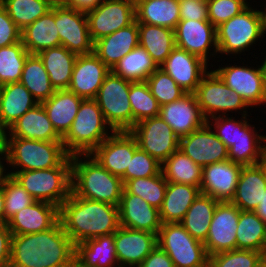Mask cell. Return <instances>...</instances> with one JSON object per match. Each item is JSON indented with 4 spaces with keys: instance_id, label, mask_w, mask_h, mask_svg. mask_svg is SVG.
Here are the masks:
<instances>
[{
    "instance_id": "1",
    "label": "cell",
    "mask_w": 266,
    "mask_h": 267,
    "mask_svg": "<svg viewBox=\"0 0 266 267\" xmlns=\"http://www.w3.org/2000/svg\"><path fill=\"white\" fill-rule=\"evenodd\" d=\"M76 246L58 221L43 232L12 235L9 267H76Z\"/></svg>"
},
{
    "instance_id": "2",
    "label": "cell",
    "mask_w": 266,
    "mask_h": 267,
    "mask_svg": "<svg viewBox=\"0 0 266 267\" xmlns=\"http://www.w3.org/2000/svg\"><path fill=\"white\" fill-rule=\"evenodd\" d=\"M59 221L75 246L114 234L120 227L118 206L78 197L72 191L59 207Z\"/></svg>"
},
{
    "instance_id": "3",
    "label": "cell",
    "mask_w": 266,
    "mask_h": 267,
    "mask_svg": "<svg viewBox=\"0 0 266 267\" xmlns=\"http://www.w3.org/2000/svg\"><path fill=\"white\" fill-rule=\"evenodd\" d=\"M123 189L122 179L103 168L90 154L71 156V191L76 196L118 206Z\"/></svg>"
},
{
    "instance_id": "4",
    "label": "cell",
    "mask_w": 266,
    "mask_h": 267,
    "mask_svg": "<svg viewBox=\"0 0 266 267\" xmlns=\"http://www.w3.org/2000/svg\"><path fill=\"white\" fill-rule=\"evenodd\" d=\"M113 132L105 121L96 100L83 99L71 128L62 138V142L70 156L91 154Z\"/></svg>"
},
{
    "instance_id": "5",
    "label": "cell",
    "mask_w": 266,
    "mask_h": 267,
    "mask_svg": "<svg viewBox=\"0 0 266 267\" xmlns=\"http://www.w3.org/2000/svg\"><path fill=\"white\" fill-rule=\"evenodd\" d=\"M5 152V162L12 167V171L55 168L70 156L62 141H39L18 137H6Z\"/></svg>"
},
{
    "instance_id": "6",
    "label": "cell",
    "mask_w": 266,
    "mask_h": 267,
    "mask_svg": "<svg viewBox=\"0 0 266 267\" xmlns=\"http://www.w3.org/2000/svg\"><path fill=\"white\" fill-rule=\"evenodd\" d=\"M250 6L216 27L218 53L241 54L251 49L258 39L265 37L264 10L259 11Z\"/></svg>"
},
{
    "instance_id": "7",
    "label": "cell",
    "mask_w": 266,
    "mask_h": 267,
    "mask_svg": "<svg viewBox=\"0 0 266 267\" xmlns=\"http://www.w3.org/2000/svg\"><path fill=\"white\" fill-rule=\"evenodd\" d=\"M36 200L60 207L71 193V156L60 166L42 170L8 171Z\"/></svg>"
},
{
    "instance_id": "8",
    "label": "cell",
    "mask_w": 266,
    "mask_h": 267,
    "mask_svg": "<svg viewBox=\"0 0 266 267\" xmlns=\"http://www.w3.org/2000/svg\"><path fill=\"white\" fill-rule=\"evenodd\" d=\"M131 82L111 70L95 97L105 121L114 132L133 128V112L128 98Z\"/></svg>"
},
{
    "instance_id": "9",
    "label": "cell",
    "mask_w": 266,
    "mask_h": 267,
    "mask_svg": "<svg viewBox=\"0 0 266 267\" xmlns=\"http://www.w3.org/2000/svg\"><path fill=\"white\" fill-rule=\"evenodd\" d=\"M157 245L170 257L174 267H208L204 243L193 238L180 222L162 224Z\"/></svg>"
},
{
    "instance_id": "10",
    "label": "cell",
    "mask_w": 266,
    "mask_h": 267,
    "mask_svg": "<svg viewBox=\"0 0 266 267\" xmlns=\"http://www.w3.org/2000/svg\"><path fill=\"white\" fill-rule=\"evenodd\" d=\"M194 94L206 121L218 114L229 115L226 113L233 110H244L242 115L248 116L246 109L249 106L243 98L231 90L213 70L202 77Z\"/></svg>"
},
{
    "instance_id": "11",
    "label": "cell",
    "mask_w": 266,
    "mask_h": 267,
    "mask_svg": "<svg viewBox=\"0 0 266 267\" xmlns=\"http://www.w3.org/2000/svg\"><path fill=\"white\" fill-rule=\"evenodd\" d=\"M137 140L138 147L163 163L179 149V137L160 117L144 119L129 131Z\"/></svg>"
},
{
    "instance_id": "12",
    "label": "cell",
    "mask_w": 266,
    "mask_h": 267,
    "mask_svg": "<svg viewBox=\"0 0 266 267\" xmlns=\"http://www.w3.org/2000/svg\"><path fill=\"white\" fill-rule=\"evenodd\" d=\"M257 69L246 66H223L213 70L221 80L240 95L249 107L261 105L265 96L266 56Z\"/></svg>"
},
{
    "instance_id": "13",
    "label": "cell",
    "mask_w": 266,
    "mask_h": 267,
    "mask_svg": "<svg viewBox=\"0 0 266 267\" xmlns=\"http://www.w3.org/2000/svg\"><path fill=\"white\" fill-rule=\"evenodd\" d=\"M86 16L93 43L136 20L135 6L128 0H104Z\"/></svg>"
},
{
    "instance_id": "14",
    "label": "cell",
    "mask_w": 266,
    "mask_h": 267,
    "mask_svg": "<svg viewBox=\"0 0 266 267\" xmlns=\"http://www.w3.org/2000/svg\"><path fill=\"white\" fill-rule=\"evenodd\" d=\"M55 24L61 45L72 53L86 55L93 53L86 13L65 6H52Z\"/></svg>"
},
{
    "instance_id": "15",
    "label": "cell",
    "mask_w": 266,
    "mask_h": 267,
    "mask_svg": "<svg viewBox=\"0 0 266 267\" xmlns=\"http://www.w3.org/2000/svg\"><path fill=\"white\" fill-rule=\"evenodd\" d=\"M240 209L231 201L218 202L203 242L209 256L236 249V230Z\"/></svg>"
},
{
    "instance_id": "16",
    "label": "cell",
    "mask_w": 266,
    "mask_h": 267,
    "mask_svg": "<svg viewBox=\"0 0 266 267\" xmlns=\"http://www.w3.org/2000/svg\"><path fill=\"white\" fill-rule=\"evenodd\" d=\"M179 150L202 168L229 159L228 148L207 122L201 128L180 138Z\"/></svg>"
},
{
    "instance_id": "17",
    "label": "cell",
    "mask_w": 266,
    "mask_h": 267,
    "mask_svg": "<svg viewBox=\"0 0 266 267\" xmlns=\"http://www.w3.org/2000/svg\"><path fill=\"white\" fill-rule=\"evenodd\" d=\"M138 148L136 138L129 131H118L113 132L90 155L111 174L122 178Z\"/></svg>"
},
{
    "instance_id": "18",
    "label": "cell",
    "mask_w": 266,
    "mask_h": 267,
    "mask_svg": "<svg viewBox=\"0 0 266 267\" xmlns=\"http://www.w3.org/2000/svg\"><path fill=\"white\" fill-rule=\"evenodd\" d=\"M174 31L176 47L202 58L207 63L212 46L214 51L210 52V57L218 53L216 27L210 21L180 20Z\"/></svg>"
},
{
    "instance_id": "19",
    "label": "cell",
    "mask_w": 266,
    "mask_h": 267,
    "mask_svg": "<svg viewBox=\"0 0 266 267\" xmlns=\"http://www.w3.org/2000/svg\"><path fill=\"white\" fill-rule=\"evenodd\" d=\"M242 167L229 159L203 167L201 193L219 202L231 201L236 192Z\"/></svg>"
},
{
    "instance_id": "20",
    "label": "cell",
    "mask_w": 266,
    "mask_h": 267,
    "mask_svg": "<svg viewBox=\"0 0 266 267\" xmlns=\"http://www.w3.org/2000/svg\"><path fill=\"white\" fill-rule=\"evenodd\" d=\"M114 242L119 267H138L157 246V234L120 226Z\"/></svg>"
},
{
    "instance_id": "21",
    "label": "cell",
    "mask_w": 266,
    "mask_h": 267,
    "mask_svg": "<svg viewBox=\"0 0 266 267\" xmlns=\"http://www.w3.org/2000/svg\"><path fill=\"white\" fill-rule=\"evenodd\" d=\"M159 67L187 93H194L208 72L207 62L178 47L172 50Z\"/></svg>"
},
{
    "instance_id": "22",
    "label": "cell",
    "mask_w": 266,
    "mask_h": 267,
    "mask_svg": "<svg viewBox=\"0 0 266 267\" xmlns=\"http://www.w3.org/2000/svg\"><path fill=\"white\" fill-rule=\"evenodd\" d=\"M159 116L182 138L201 128L207 121L201 113L194 93L160 106Z\"/></svg>"
},
{
    "instance_id": "23",
    "label": "cell",
    "mask_w": 266,
    "mask_h": 267,
    "mask_svg": "<svg viewBox=\"0 0 266 267\" xmlns=\"http://www.w3.org/2000/svg\"><path fill=\"white\" fill-rule=\"evenodd\" d=\"M110 71L94 52L78 55L68 90L82 99H95Z\"/></svg>"
},
{
    "instance_id": "24",
    "label": "cell",
    "mask_w": 266,
    "mask_h": 267,
    "mask_svg": "<svg viewBox=\"0 0 266 267\" xmlns=\"http://www.w3.org/2000/svg\"><path fill=\"white\" fill-rule=\"evenodd\" d=\"M120 226L157 234L162 226L159 209L123 189L118 205Z\"/></svg>"
},
{
    "instance_id": "25",
    "label": "cell",
    "mask_w": 266,
    "mask_h": 267,
    "mask_svg": "<svg viewBox=\"0 0 266 267\" xmlns=\"http://www.w3.org/2000/svg\"><path fill=\"white\" fill-rule=\"evenodd\" d=\"M59 221V207L45 201H34L17 212L8 222L12 235L43 232Z\"/></svg>"
},
{
    "instance_id": "26",
    "label": "cell",
    "mask_w": 266,
    "mask_h": 267,
    "mask_svg": "<svg viewBox=\"0 0 266 267\" xmlns=\"http://www.w3.org/2000/svg\"><path fill=\"white\" fill-rule=\"evenodd\" d=\"M139 28L135 20L127 27L94 42L93 52L110 69L139 45Z\"/></svg>"
},
{
    "instance_id": "27",
    "label": "cell",
    "mask_w": 266,
    "mask_h": 267,
    "mask_svg": "<svg viewBox=\"0 0 266 267\" xmlns=\"http://www.w3.org/2000/svg\"><path fill=\"white\" fill-rule=\"evenodd\" d=\"M6 137H18L39 141H62L48 118L42 103L29 109L22 117L15 121Z\"/></svg>"
},
{
    "instance_id": "28",
    "label": "cell",
    "mask_w": 266,
    "mask_h": 267,
    "mask_svg": "<svg viewBox=\"0 0 266 267\" xmlns=\"http://www.w3.org/2000/svg\"><path fill=\"white\" fill-rule=\"evenodd\" d=\"M241 117L243 119L238 120V138L228 149V157L229 160L242 166L256 165L266 145V136L258 134L246 116Z\"/></svg>"
},
{
    "instance_id": "29",
    "label": "cell",
    "mask_w": 266,
    "mask_h": 267,
    "mask_svg": "<svg viewBox=\"0 0 266 267\" xmlns=\"http://www.w3.org/2000/svg\"><path fill=\"white\" fill-rule=\"evenodd\" d=\"M266 191V177L259 164L243 166L231 202L241 211H255Z\"/></svg>"
},
{
    "instance_id": "30",
    "label": "cell",
    "mask_w": 266,
    "mask_h": 267,
    "mask_svg": "<svg viewBox=\"0 0 266 267\" xmlns=\"http://www.w3.org/2000/svg\"><path fill=\"white\" fill-rule=\"evenodd\" d=\"M75 264L76 267H119L114 234L78 243Z\"/></svg>"
},
{
    "instance_id": "31",
    "label": "cell",
    "mask_w": 266,
    "mask_h": 267,
    "mask_svg": "<svg viewBox=\"0 0 266 267\" xmlns=\"http://www.w3.org/2000/svg\"><path fill=\"white\" fill-rule=\"evenodd\" d=\"M82 98L68 89L56 90L42 105L57 134L63 138L74 121Z\"/></svg>"
},
{
    "instance_id": "32",
    "label": "cell",
    "mask_w": 266,
    "mask_h": 267,
    "mask_svg": "<svg viewBox=\"0 0 266 267\" xmlns=\"http://www.w3.org/2000/svg\"><path fill=\"white\" fill-rule=\"evenodd\" d=\"M21 41L30 54L61 46L55 24V12L51 9L45 15L21 30Z\"/></svg>"
},
{
    "instance_id": "33",
    "label": "cell",
    "mask_w": 266,
    "mask_h": 267,
    "mask_svg": "<svg viewBox=\"0 0 266 267\" xmlns=\"http://www.w3.org/2000/svg\"><path fill=\"white\" fill-rule=\"evenodd\" d=\"M30 91L20 82L4 84L0 96V122L8 130L29 109L37 105Z\"/></svg>"
},
{
    "instance_id": "34",
    "label": "cell",
    "mask_w": 266,
    "mask_h": 267,
    "mask_svg": "<svg viewBox=\"0 0 266 267\" xmlns=\"http://www.w3.org/2000/svg\"><path fill=\"white\" fill-rule=\"evenodd\" d=\"M200 193L198 187L167 182L163 204L159 209L162 224L181 222Z\"/></svg>"
},
{
    "instance_id": "35",
    "label": "cell",
    "mask_w": 266,
    "mask_h": 267,
    "mask_svg": "<svg viewBox=\"0 0 266 267\" xmlns=\"http://www.w3.org/2000/svg\"><path fill=\"white\" fill-rule=\"evenodd\" d=\"M37 55L42 60L55 90L68 89L77 55L62 45L45 49Z\"/></svg>"
},
{
    "instance_id": "36",
    "label": "cell",
    "mask_w": 266,
    "mask_h": 267,
    "mask_svg": "<svg viewBox=\"0 0 266 267\" xmlns=\"http://www.w3.org/2000/svg\"><path fill=\"white\" fill-rule=\"evenodd\" d=\"M137 23L163 26L175 30L180 19L177 0H144L135 6Z\"/></svg>"
},
{
    "instance_id": "37",
    "label": "cell",
    "mask_w": 266,
    "mask_h": 267,
    "mask_svg": "<svg viewBox=\"0 0 266 267\" xmlns=\"http://www.w3.org/2000/svg\"><path fill=\"white\" fill-rule=\"evenodd\" d=\"M139 46L143 47L160 66L170 55L175 45V31L156 25L138 23Z\"/></svg>"
},
{
    "instance_id": "38",
    "label": "cell",
    "mask_w": 266,
    "mask_h": 267,
    "mask_svg": "<svg viewBox=\"0 0 266 267\" xmlns=\"http://www.w3.org/2000/svg\"><path fill=\"white\" fill-rule=\"evenodd\" d=\"M236 249L253 250L266 256V223L254 211H240Z\"/></svg>"
},
{
    "instance_id": "39",
    "label": "cell",
    "mask_w": 266,
    "mask_h": 267,
    "mask_svg": "<svg viewBox=\"0 0 266 267\" xmlns=\"http://www.w3.org/2000/svg\"><path fill=\"white\" fill-rule=\"evenodd\" d=\"M218 202L211 196L200 193L189 207L180 223L193 238L201 242L206 240Z\"/></svg>"
},
{
    "instance_id": "40",
    "label": "cell",
    "mask_w": 266,
    "mask_h": 267,
    "mask_svg": "<svg viewBox=\"0 0 266 267\" xmlns=\"http://www.w3.org/2000/svg\"><path fill=\"white\" fill-rule=\"evenodd\" d=\"M161 171L167 182L188 184L200 189L202 167L179 149L162 163Z\"/></svg>"
},
{
    "instance_id": "41",
    "label": "cell",
    "mask_w": 266,
    "mask_h": 267,
    "mask_svg": "<svg viewBox=\"0 0 266 267\" xmlns=\"http://www.w3.org/2000/svg\"><path fill=\"white\" fill-rule=\"evenodd\" d=\"M19 82L30 91L38 103L46 101L56 91L50 82L42 60L37 54H30L27 57Z\"/></svg>"
},
{
    "instance_id": "42",
    "label": "cell",
    "mask_w": 266,
    "mask_h": 267,
    "mask_svg": "<svg viewBox=\"0 0 266 267\" xmlns=\"http://www.w3.org/2000/svg\"><path fill=\"white\" fill-rule=\"evenodd\" d=\"M159 66L141 46L135 47L125 55L112 71L129 81H146Z\"/></svg>"
},
{
    "instance_id": "43",
    "label": "cell",
    "mask_w": 266,
    "mask_h": 267,
    "mask_svg": "<svg viewBox=\"0 0 266 267\" xmlns=\"http://www.w3.org/2000/svg\"><path fill=\"white\" fill-rule=\"evenodd\" d=\"M0 3L21 30L52 8L46 0H0Z\"/></svg>"
},
{
    "instance_id": "44",
    "label": "cell",
    "mask_w": 266,
    "mask_h": 267,
    "mask_svg": "<svg viewBox=\"0 0 266 267\" xmlns=\"http://www.w3.org/2000/svg\"><path fill=\"white\" fill-rule=\"evenodd\" d=\"M166 188L167 181L162 171L155 176L131 179L124 183V189L128 193L141 197L157 209L163 204Z\"/></svg>"
},
{
    "instance_id": "45",
    "label": "cell",
    "mask_w": 266,
    "mask_h": 267,
    "mask_svg": "<svg viewBox=\"0 0 266 267\" xmlns=\"http://www.w3.org/2000/svg\"><path fill=\"white\" fill-rule=\"evenodd\" d=\"M128 98L133 112V126L144 119L159 116L160 105L146 81L131 82Z\"/></svg>"
},
{
    "instance_id": "46",
    "label": "cell",
    "mask_w": 266,
    "mask_h": 267,
    "mask_svg": "<svg viewBox=\"0 0 266 267\" xmlns=\"http://www.w3.org/2000/svg\"><path fill=\"white\" fill-rule=\"evenodd\" d=\"M29 55L22 41L0 48V83L2 85L20 81Z\"/></svg>"
},
{
    "instance_id": "47",
    "label": "cell",
    "mask_w": 266,
    "mask_h": 267,
    "mask_svg": "<svg viewBox=\"0 0 266 267\" xmlns=\"http://www.w3.org/2000/svg\"><path fill=\"white\" fill-rule=\"evenodd\" d=\"M151 94L156 98L159 105L181 99L184 91L163 69L158 67L147 79Z\"/></svg>"
},
{
    "instance_id": "48",
    "label": "cell",
    "mask_w": 266,
    "mask_h": 267,
    "mask_svg": "<svg viewBox=\"0 0 266 267\" xmlns=\"http://www.w3.org/2000/svg\"><path fill=\"white\" fill-rule=\"evenodd\" d=\"M4 192L5 224L20 210L31 205L35 199L11 175L2 183Z\"/></svg>"
},
{
    "instance_id": "49",
    "label": "cell",
    "mask_w": 266,
    "mask_h": 267,
    "mask_svg": "<svg viewBox=\"0 0 266 267\" xmlns=\"http://www.w3.org/2000/svg\"><path fill=\"white\" fill-rule=\"evenodd\" d=\"M264 256L253 250L234 249L209 256L208 267H254Z\"/></svg>"
},
{
    "instance_id": "50",
    "label": "cell",
    "mask_w": 266,
    "mask_h": 267,
    "mask_svg": "<svg viewBox=\"0 0 266 267\" xmlns=\"http://www.w3.org/2000/svg\"><path fill=\"white\" fill-rule=\"evenodd\" d=\"M161 166L155 158L138 148L130 158L129 167L121 179L125 183L131 179L155 176L161 172Z\"/></svg>"
},
{
    "instance_id": "51",
    "label": "cell",
    "mask_w": 266,
    "mask_h": 267,
    "mask_svg": "<svg viewBox=\"0 0 266 267\" xmlns=\"http://www.w3.org/2000/svg\"><path fill=\"white\" fill-rule=\"evenodd\" d=\"M248 5L246 0H207L208 20L213 26L218 27L239 14Z\"/></svg>"
},
{
    "instance_id": "52",
    "label": "cell",
    "mask_w": 266,
    "mask_h": 267,
    "mask_svg": "<svg viewBox=\"0 0 266 267\" xmlns=\"http://www.w3.org/2000/svg\"><path fill=\"white\" fill-rule=\"evenodd\" d=\"M235 117L218 115L207 120V123L215 130L217 137L229 149L238 138V120ZM214 120V121H213ZM212 123H211V122Z\"/></svg>"
},
{
    "instance_id": "53",
    "label": "cell",
    "mask_w": 266,
    "mask_h": 267,
    "mask_svg": "<svg viewBox=\"0 0 266 267\" xmlns=\"http://www.w3.org/2000/svg\"><path fill=\"white\" fill-rule=\"evenodd\" d=\"M21 41V29L9 17L0 3V48Z\"/></svg>"
},
{
    "instance_id": "54",
    "label": "cell",
    "mask_w": 266,
    "mask_h": 267,
    "mask_svg": "<svg viewBox=\"0 0 266 267\" xmlns=\"http://www.w3.org/2000/svg\"><path fill=\"white\" fill-rule=\"evenodd\" d=\"M179 7L181 20L209 21L207 0H181Z\"/></svg>"
},
{
    "instance_id": "55",
    "label": "cell",
    "mask_w": 266,
    "mask_h": 267,
    "mask_svg": "<svg viewBox=\"0 0 266 267\" xmlns=\"http://www.w3.org/2000/svg\"><path fill=\"white\" fill-rule=\"evenodd\" d=\"M138 267H174L173 261L158 245Z\"/></svg>"
},
{
    "instance_id": "56",
    "label": "cell",
    "mask_w": 266,
    "mask_h": 267,
    "mask_svg": "<svg viewBox=\"0 0 266 267\" xmlns=\"http://www.w3.org/2000/svg\"><path fill=\"white\" fill-rule=\"evenodd\" d=\"M12 233L7 224L0 225V267H9Z\"/></svg>"
},
{
    "instance_id": "57",
    "label": "cell",
    "mask_w": 266,
    "mask_h": 267,
    "mask_svg": "<svg viewBox=\"0 0 266 267\" xmlns=\"http://www.w3.org/2000/svg\"><path fill=\"white\" fill-rule=\"evenodd\" d=\"M104 0H68L65 7L87 13L94 10Z\"/></svg>"
},
{
    "instance_id": "58",
    "label": "cell",
    "mask_w": 266,
    "mask_h": 267,
    "mask_svg": "<svg viewBox=\"0 0 266 267\" xmlns=\"http://www.w3.org/2000/svg\"><path fill=\"white\" fill-rule=\"evenodd\" d=\"M266 223V191L257 209L254 211Z\"/></svg>"
},
{
    "instance_id": "59",
    "label": "cell",
    "mask_w": 266,
    "mask_h": 267,
    "mask_svg": "<svg viewBox=\"0 0 266 267\" xmlns=\"http://www.w3.org/2000/svg\"><path fill=\"white\" fill-rule=\"evenodd\" d=\"M2 156V157H1ZM6 160V152L5 151H0V185H2L5 177L8 175L6 170L7 168H5V165L3 163V161Z\"/></svg>"
},
{
    "instance_id": "60",
    "label": "cell",
    "mask_w": 266,
    "mask_h": 267,
    "mask_svg": "<svg viewBox=\"0 0 266 267\" xmlns=\"http://www.w3.org/2000/svg\"><path fill=\"white\" fill-rule=\"evenodd\" d=\"M0 225H5L4 192L0 185Z\"/></svg>"
},
{
    "instance_id": "61",
    "label": "cell",
    "mask_w": 266,
    "mask_h": 267,
    "mask_svg": "<svg viewBox=\"0 0 266 267\" xmlns=\"http://www.w3.org/2000/svg\"><path fill=\"white\" fill-rule=\"evenodd\" d=\"M7 132V129L0 122V151H5L6 149Z\"/></svg>"
},
{
    "instance_id": "62",
    "label": "cell",
    "mask_w": 266,
    "mask_h": 267,
    "mask_svg": "<svg viewBox=\"0 0 266 267\" xmlns=\"http://www.w3.org/2000/svg\"><path fill=\"white\" fill-rule=\"evenodd\" d=\"M260 167L263 169L265 177H266V145L264 147L261 159L259 160Z\"/></svg>"
},
{
    "instance_id": "63",
    "label": "cell",
    "mask_w": 266,
    "mask_h": 267,
    "mask_svg": "<svg viewBox=\"0 0 266 267\" xmlns=\"http://www.w3.org/2000/svg\"><path fill=\"white\" fill-rule=\"evenodd\" d=\"M51 6H65L68 0H46Z\"/></svg>"
},
{
    "instance_id": "64",
    "label": "cell",
    "mask_w": 266,
    "mask_h": 267,
    "mask_svg": "<svg viewBox=\"0 0 266 267\" xmlns=\"http://www.w3.org/2000/svg\"><path fill=\"white\" fill-rule=\"evenodd\" d=\"M254 267H266V256H264Z\"/></svg>"
},
{
    "instance_id": "65",
    "label": "cell",
    "mask_w": 266,
    "mask_h": 267,
    "mask_svg": "<svg viewBox=\"0 0 266 267\" xmlns=\"http://www.w3.org/2000/svg\"><path fill=\"white\" fill-rule=\"evenodd\" d=\"M132 5L136 6L138 5L140 2L144 1V0H128Z\"/></svg>"
},
{
    "instance_id": "66",
    "label": "cell",
    "mask_w": 266,
    "mask_h": 267,
    "mask_svg": "<svg viewBox=\"0 0 266 267\" xmlns=\"http://www.w3.org/2000/svg\"><path fill=\"white\" fill-rule=\"evenodd\" d=\"M263 105L266 104V77H265V96H264V101L262 103Z\"/></svg>"
},
{
    "instance_id": "67",
    "label": "cell",
    "mask_w": 266,
    "mask_h": 267,
    "mask_svg": "<svg viewBox=\"0 0 266 267\" xmlns=\"http://www.w3.org/2000/svg\"><path fill=\"white\" fill-rule=\"evenodd\" d=\"M2 87L3 85L0 83V96H1Z\"/></svg>"
},
{
    "instance_id": "68",
    "label": "cell",
    "mask_w": 266,
    "mask_h": 267,
    "mask_svg": "<svg viewBox=\"0 0 266 267\" xmlns=\"http://www.w3.org/2000/svg\"><path fill=\"white\" fill-rule=\"evenodd\" d=\"M266 6V5H265ZM264 13H265V25H266V8L264 10Z\"/></svg>"
}]
</instances>
